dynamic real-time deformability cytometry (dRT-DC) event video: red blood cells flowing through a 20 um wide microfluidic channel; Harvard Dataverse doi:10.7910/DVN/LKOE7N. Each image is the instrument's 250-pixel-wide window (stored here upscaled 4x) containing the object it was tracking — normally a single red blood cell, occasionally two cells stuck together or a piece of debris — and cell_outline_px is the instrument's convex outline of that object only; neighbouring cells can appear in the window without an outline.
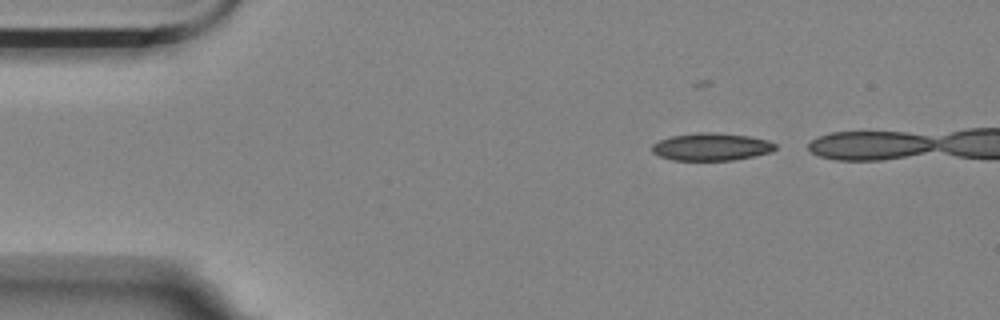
{"species": "Egyptian fruit bat (a non-hibernating species)", "species_latin": "Rousettus aegyptiacus", "temperature_condition": "room temperature", "stored_images_in_passage": 7, "camera_frame_rate_fps": 3000, "um_per_image_px": 0.085, "animal": {"sex": "female"}, "frame": {"image": 1, "passage_image": 1, "time_ms": 0.0, "image_size_px": [1000, 320], "cell_outline_px": [[776, 148], [772, 152], [732, 160], [672, 160], [660, 156], [652, 152], [652, 144], [660, 140], [672, 136], [700, 132], [712, 132], [748, 136], [768, 140], [776, 144]], "centroid_in_image_um": [60.46, 12.48], "position_along_channel_um": 24.5, "area_um2": 19.65}}